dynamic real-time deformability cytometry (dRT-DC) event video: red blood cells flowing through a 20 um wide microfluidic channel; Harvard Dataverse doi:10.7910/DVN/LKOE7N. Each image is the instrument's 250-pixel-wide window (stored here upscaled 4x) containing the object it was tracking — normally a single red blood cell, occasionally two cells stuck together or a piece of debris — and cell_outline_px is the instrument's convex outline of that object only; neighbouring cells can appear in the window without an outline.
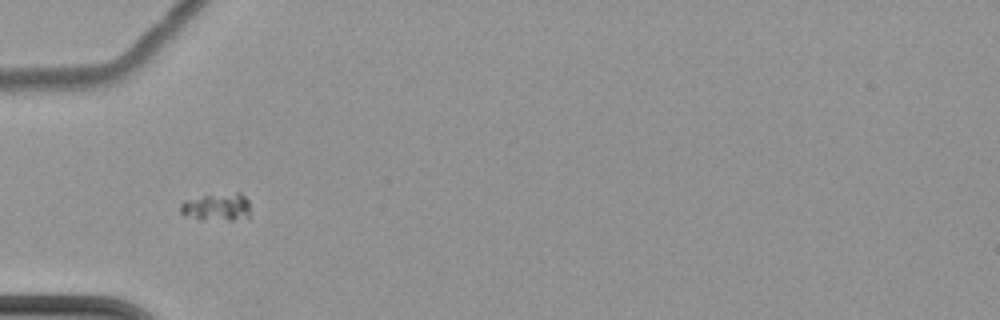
{"species": "common noctule bat (a hibernating species)", "species_latin": "Nyctalus noctula", "temperature_condition": "cold", "stored_images_in_passage": 8, "camera_frame_rate_fps": 3000, "um_per_image_px": 0.085, "animal": {"sex": "female", "body_mass_g": 22.7, "forearm_length_mm": 54.2}, "frame": {"image": 1, "passage_image": 7, "time_ms": 7.333, "image_size_px": [1000, 320], "cell_outline_px": [[248, 216], [232, 220], [200, 220], [184, 216], [180, 212], [180, 204], [184, 200], [204, 196], [236, 192], [240, 192], [248, 200]], "centroid_in_image_um": [18.38, 17.61], "position_along_channel_um": 66.6, "area_um2": 11.27}}